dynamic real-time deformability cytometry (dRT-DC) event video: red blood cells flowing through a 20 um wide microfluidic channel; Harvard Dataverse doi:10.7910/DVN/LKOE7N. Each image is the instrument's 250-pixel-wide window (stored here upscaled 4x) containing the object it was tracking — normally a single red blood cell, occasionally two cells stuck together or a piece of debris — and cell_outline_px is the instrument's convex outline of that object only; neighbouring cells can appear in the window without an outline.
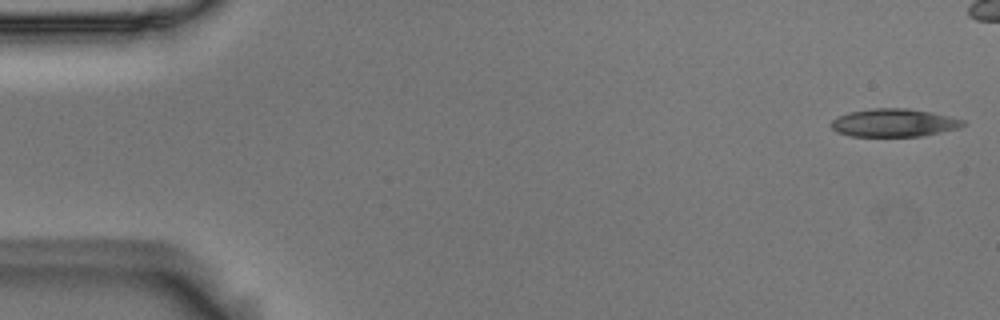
{"species": "Egyptian fruit bat (a non-hibernating species)", "species_latin": "Rousettus aegyptiacus", "temperature_condition": "room temperature", "stored_images_in_passage": 7, "camera_frame_rate_fps": 3000, "um_per_image_px": 0.085, "animal": {"sex": "male"}, "frame": {"image": 1, "passage_image": 1, "time_ms": 0.0, "image_size_px": [1000, 320], "cell_outline_px": [[964, 124], [956, 128], [924, 136], [852, 136], [836, 132], [832, 128], [832, 120], [848, 112], [872, 108], [904, 108], [932, 112], [964, 120]], "centroid_in_image_um": [75.96, 10.43], "position_along_channel_um": 9.0, "area_um2": 21.27}}